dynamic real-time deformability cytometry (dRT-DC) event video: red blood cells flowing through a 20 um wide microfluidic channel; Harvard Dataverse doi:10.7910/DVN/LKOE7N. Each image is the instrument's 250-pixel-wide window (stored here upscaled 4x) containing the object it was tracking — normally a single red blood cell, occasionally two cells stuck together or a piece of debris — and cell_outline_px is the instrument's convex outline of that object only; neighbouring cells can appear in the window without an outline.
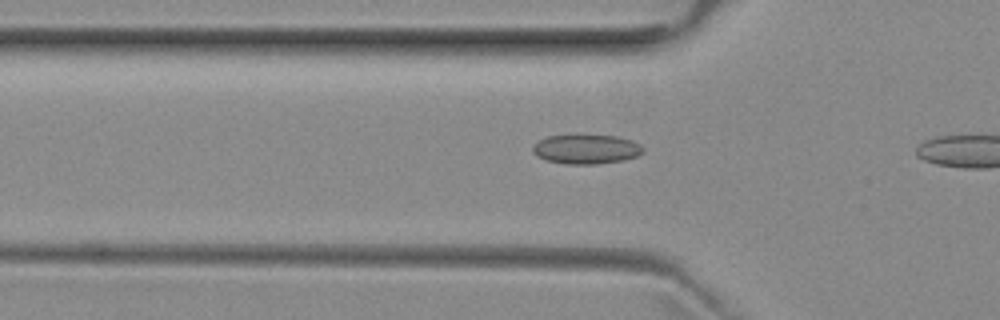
{"species": "common noctule bat (a hibernating species)", "species_latin": "Nyctalus noctula", "temperature_condition": "room temperature", "stored_images_in_passage": 9, "camera_frame_rate_fps": 3000, "um_per_image_px": 0.085, "animal": {"sex": "female", "body_mass_g": 29.2, "forearm_length_mm": 56.3}, "frame": {"image": 1, "passage_image": 7, "time_ms": 2.0, "image_size_px": [1000, 320], "cell_outline_px": [[644, 152], [636, 156], [624, 160], [596, 164], [564, 164], [548, 160], [536, 156], [532, 152], [532, 148], [540, 140], [548, 136], [576, 132], [616, 136], [632, 140], [640, 144], [644, 148]], "centroid_in_image_um": [49.83, 12.63], "position_along_channel_um": 76.0, "area_um2": 19.65}}